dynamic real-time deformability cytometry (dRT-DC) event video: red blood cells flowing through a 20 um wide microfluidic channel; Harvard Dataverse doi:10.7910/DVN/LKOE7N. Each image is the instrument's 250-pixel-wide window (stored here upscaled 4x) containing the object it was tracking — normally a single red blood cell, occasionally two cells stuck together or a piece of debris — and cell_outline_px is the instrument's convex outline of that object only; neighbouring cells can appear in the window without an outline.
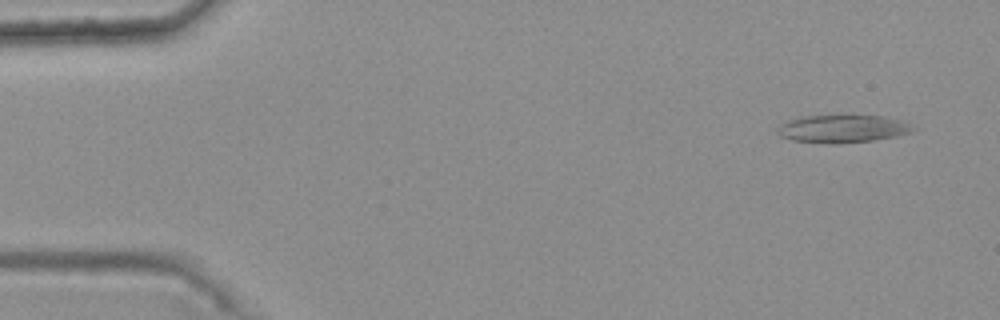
{"species": "common noctule bat (a hibernating species)", "species_latin": "Nyctalus noctula", "temperature_condition": "warm", "stored_images_in_passage": 49, "camera_frame_rate_fps": 3000, "um_per_image_px": 0.085, "animal": {"sex": "female", "body_mass_g": 25.1}, "frame": {"image": 1, "passage_image": 4, "time_ms": 1.0, "image_size_px": [1000, 320], "cell_outline_px": [[912, 132], [896, 136], [872, 140], [792, 140], [780, 136], [776, 132], [780, 124], [788, 120], [800, 116], [880, 116], [900, 120], [912, 128]], "centroid_in_image_um": [71.57, 10.89], "position_along_channel_um": 13.4, "area_um2": 20.35}}
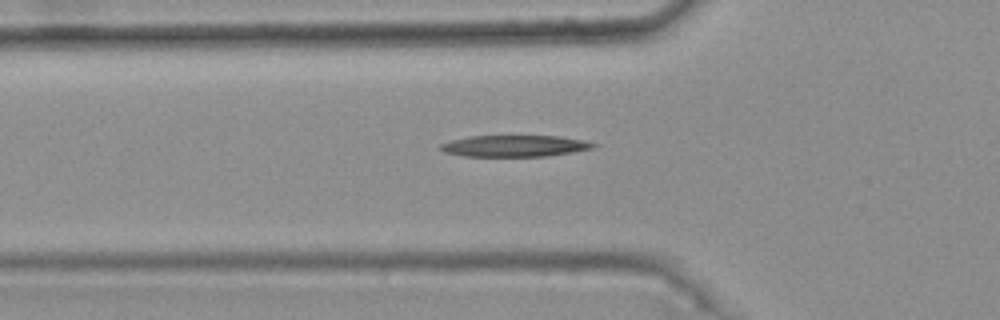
{"frame": {"image": 2, "passage_image": 19, "time_ms": 6.0, "image_size_px": [1000, 320], "cell_outline_px": [[600, 144], [592, 148], [572, 152], [544, 156], [464, 156], [444, 152], [440, 148], [440, 144], [452, 140], [472, 136], [560, 136], [584, 140]], "centroid_in_image_um": [43.77, 12.4], "position_along_channel_um": 82.0, "area_um2": 18.96}}
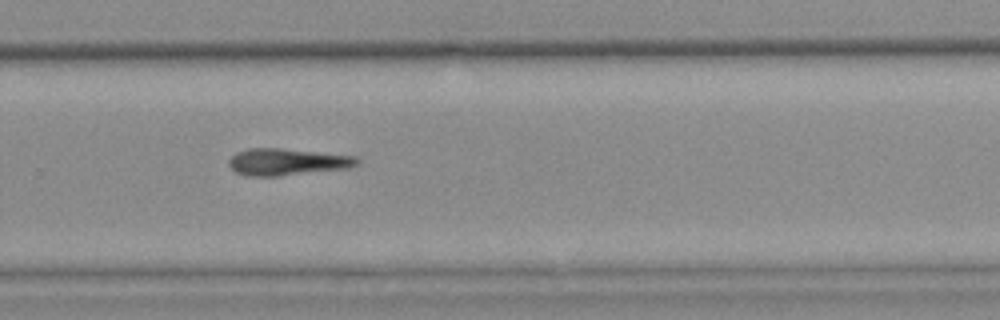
{"frame": {"image": 3, "passage_image": 37, "time_ms": 12.0, "image_size_px": [1000, 320], "cell_outline_px": [[360, 164], [352, 168], [276, 176], [248, 176], [236, 172], [228, 164], [228, 160], [236, 152], [248, 148], [280, 148], [356, 156], [360, 160]], "centroid_in_image_um": [24.44, 13.76], "position_along_channel_um": 305.4, "area_um2": 20.17}, "authors_computed_cell_mechanics": {"area_um2": 20.1144, "velocity_mm_per_s": 3.7249, "shape_relaxation_time_tau1_ms": 7.9768, "shape_relaxation_time_tau2_ms": null, "deformation_change_tau1": 0.1755, "deformation_change_tau2": null}}